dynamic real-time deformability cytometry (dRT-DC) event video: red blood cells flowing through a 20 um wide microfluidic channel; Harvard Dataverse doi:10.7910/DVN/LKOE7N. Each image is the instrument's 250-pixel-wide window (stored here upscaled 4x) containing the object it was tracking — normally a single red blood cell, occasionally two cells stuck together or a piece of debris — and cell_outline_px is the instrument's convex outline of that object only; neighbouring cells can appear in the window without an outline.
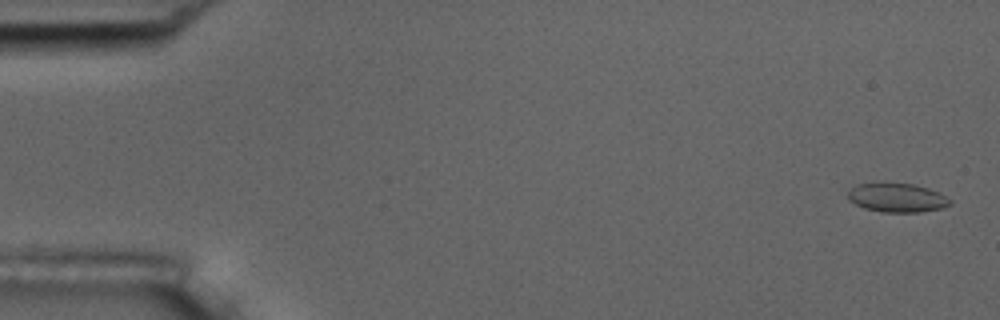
{"species": "common noctule bat (a hibernating species)", "species_latin": "Nyctalus noctula", "temperature_condition": "room temperature", "stored_images_in_passage": 4, "camera_frame_rate_fps": 3000, "um_per_image_px": 0.085, "animal": {"sex": "male", "body_mass_g": 17.5, "forearm_length_mm": 52.3}, "frame": {"image": 1, "passage_image": 1, "time_ms": 0.0, "image_size_px": [1000, 320], "cell_outline_px": [[952, 204], [944, 208], [920, 212], [880, 212], [864, 208], [848, 200], [848, 192], [856, 184], [872, 180], [916, 184], [928, 188], [952, 200]], "centroid_in_image_um": [76.2, 16.76], "position_along_channel_um": 8.8, "area_um2": 17.92}}